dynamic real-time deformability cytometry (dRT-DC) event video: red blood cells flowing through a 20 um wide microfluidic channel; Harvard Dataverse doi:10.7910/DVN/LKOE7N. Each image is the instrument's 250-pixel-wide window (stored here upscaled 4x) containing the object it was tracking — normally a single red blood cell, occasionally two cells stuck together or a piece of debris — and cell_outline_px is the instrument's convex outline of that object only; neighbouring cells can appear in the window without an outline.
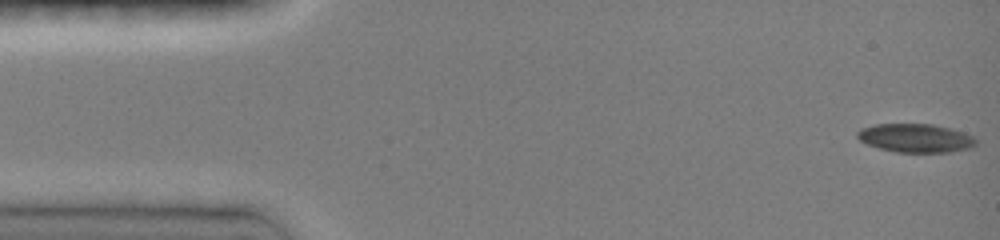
{"species": "common noctule bat (a hibernating species)", "species_latin": "Nyctalus noctula", "temperature_condition": "room temperature", "stored_images_in_passage": 18, "camera_frame_rate_fps": 3000, "um_per_image_px": 0.085, "animal": {"sex": "female", "body_mass_g": 19.0, "forearm_length_mm": 51.5}, "frame": {"image": 1, "passage_image": 1, "time_ms": 0.0, "image_size_px": [1000, 240], "cell_outline_px": [[976, 144], [968, 148], [952, 152], [896, 152], [880, 148], [868, 144], [860, 140], [856, 136], [856, 132], [860, 128], [876, 124], [932, 124], [964, 132], [972, 136], [976, 140]], "centroid_in_image_um": [77.8, 11.73], "position_along_channel_um": 7.2, "area_um2": 19.65}}
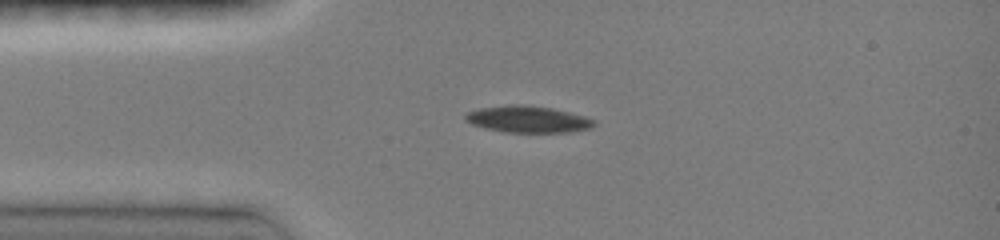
{"frame": {"image": 2, "passage_image": 12, "time_ms": 3.333, "image_size_px": [1000, 240], "cell_outline_px": [[596, 124], [592, 128], [568, 132], [504, 132], [472, 124], [464, 120], [464, 116], [468, 112], [480, 108], [512, 104], [524, 104], [552, 108], [584, 116], [596, 120]], "centroid_in_image_um": [44.89, 10.13], "position_along_channel_um": 40.1, "area_um2": 19.94}}